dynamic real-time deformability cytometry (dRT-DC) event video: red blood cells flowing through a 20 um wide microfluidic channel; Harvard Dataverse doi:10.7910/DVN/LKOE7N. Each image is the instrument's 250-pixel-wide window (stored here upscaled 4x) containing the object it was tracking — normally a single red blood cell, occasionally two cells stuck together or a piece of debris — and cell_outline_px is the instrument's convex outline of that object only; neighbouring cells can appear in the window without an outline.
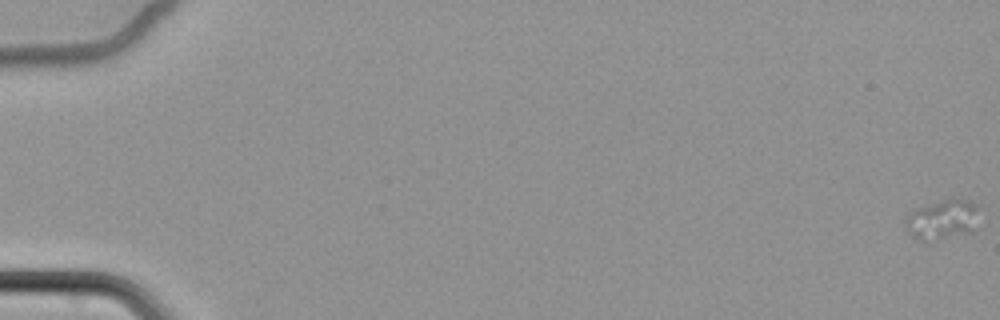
{"species": "common noctule bat (a hibernating species)", "species_latin": "Nyctalus noctula", "temperature_condition": "cold", "stored_images_in_passage": 69, "camera_frame_rate_fps": 3000, "um_per_image_px": 0.085, "animal": {"sex": "female", "body_mass_g": 22.7, "forearm_length_mm": 54.2}, "frame": {"image": 1, "passage_image": 1, "time_ms": 0.0, "image_size_px": [1000, 320], "cell_outline_px": [[976, 228], [972, 232], [924, 240], [916, 240], [912, 236], [904, 220], [916, 208], [948, 196], [952, 196], [972, 200], [976, 204]], "centroid_in_image_um": [80.13, 18.58], "position_along_channel_um": 4.9, "area_um2": 17.05}}
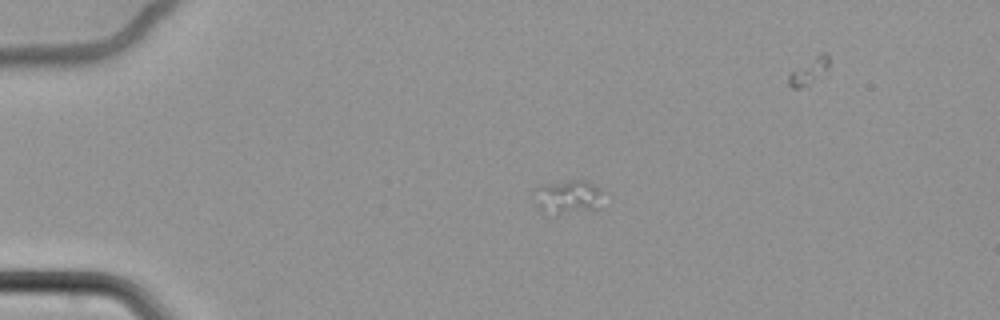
{"frame": {"image": 2, "passage_image": 20, "time_ms": 6.333, "image_size_px": [1000, 320], "cell_outline_px": [[600, 192], [596, 208], [560, 212], [540, 212], [536, 204], [532, 192], [532, 188], [540, 184], [568, 180], [584, 180], [600, 188]], "centroid_in_image_um": [48.11, 16.66], "position_along_channel_um": 36.9, "area_um2": 13.12}}
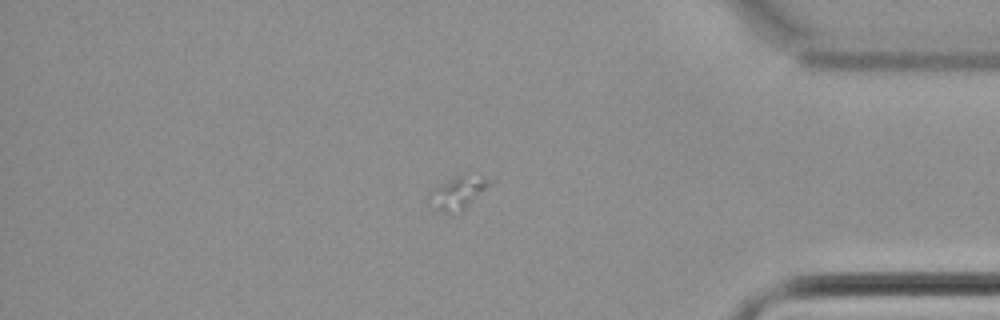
{"frame": {"image": 3, "passage_image": 59, "time_ms": 19.333, "image_size_px": [1000, 320], "cell_outline_px": [[496, 180], [492, 184], [460, 212], [452, 216], [436, 212], [428, 200], [428, 192], [432, 188], [460, 172], [496, 176]], "centroid_in_image_um": [38.97, 16.33], "position_along_channel_um": 396.2, "area_um2": 12.89}}